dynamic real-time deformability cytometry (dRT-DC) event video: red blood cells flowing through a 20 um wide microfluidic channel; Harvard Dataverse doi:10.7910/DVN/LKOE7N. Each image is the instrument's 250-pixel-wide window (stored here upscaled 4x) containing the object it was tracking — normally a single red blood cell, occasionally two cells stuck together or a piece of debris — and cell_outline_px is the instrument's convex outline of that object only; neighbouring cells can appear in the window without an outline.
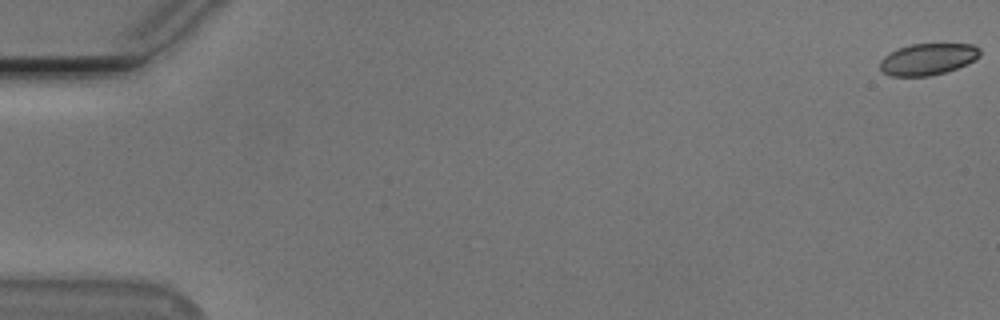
{"species": "Egyptian fruit bat (a non-hibernating species)", "species_latin": "Rousettus aegyptiacus", "temperature_condition": "cold", "stored_images_in_passage": 54, "camera_frame_rate_fps": 3000, "um_per_image_px": 0.085, "animal": {"sex": "male"}, "frame": {"image": 1, "passage_image": 1, "time_ms": 0.0, "image_size_px": [1000, 320], "cell_outline_px": [[980, 56], [968, 64], [944, 72], [928, 76], [892, 76], [884, 72], [880, 68], [880, 60], [884, 56], [900, 48], [912, 44], [972, 44], [980, 48]], "centroid_in_image_um": [78.89, 5.03], "position_along_channel_um": 6.1, "area_um2": 18.21}}
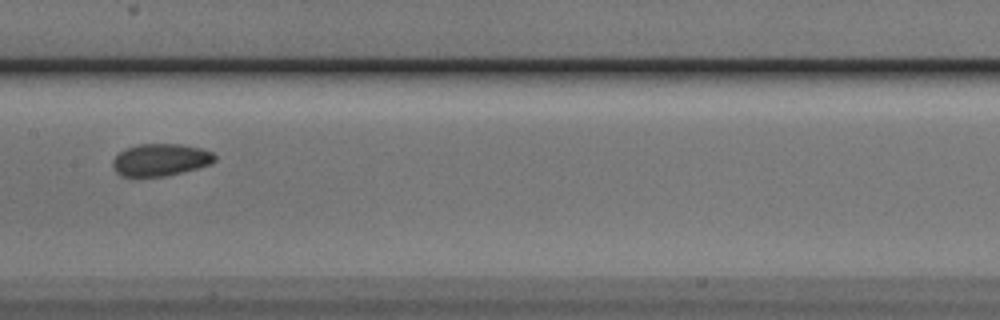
{"frame": {"image": 2, "passage_image": 29, "time_ms": 9.333, "image_size_px": [1000, 320], "cell_outline_px": [[216, 160], [212, 164], [184, 172], [168, 176], [120, 176], [112, 168], [112, 160], [124, 148], [136, 144], [180, 144], [200, 148], [212, 152], [216, 156]], "centroid_in_image_um": [13.64, 13.59], "position_along_channel_um": 193.8, "area_um2": 19.42}}
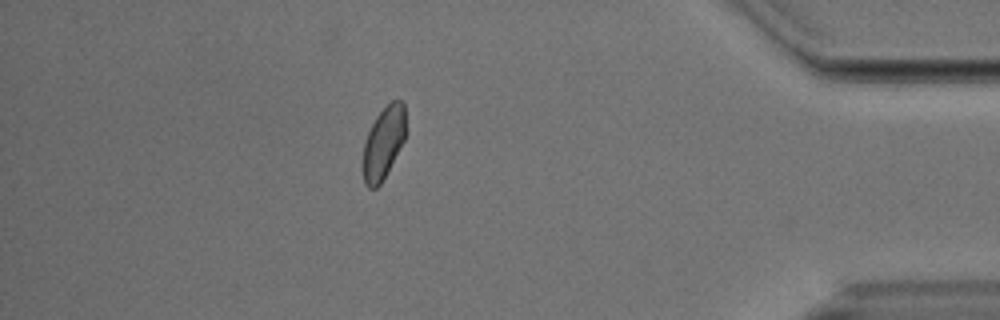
{"frame": {"image": 3, "passage_image": 49, "time_ms": 16.0, "image_size_px": [1000, 320], "cell_outline_px": [[408, 132], [404, 140], [380, 184], [376, 188], [368, 188], [364, 184], [364, 144], [368, 132], [376, 116], [392, 100], [400, 100], [404, 104]], "centroid_in_image_um": [32.64, 12.09], "position_along_channel_um": 402.6, "area_um2": 17.86}, "authors_computed_cell_mechanics": {"area_um2": 19.1607, "velocity_mm_per_s": 3.761, "shape_relaxation_time_tau1_ms": 5.1009, "shape_relaxation_time_tau2_ms": 2.2679, "deformation_change_tau1": 0.0664, "deformation_change_tau2": 0.0565}}